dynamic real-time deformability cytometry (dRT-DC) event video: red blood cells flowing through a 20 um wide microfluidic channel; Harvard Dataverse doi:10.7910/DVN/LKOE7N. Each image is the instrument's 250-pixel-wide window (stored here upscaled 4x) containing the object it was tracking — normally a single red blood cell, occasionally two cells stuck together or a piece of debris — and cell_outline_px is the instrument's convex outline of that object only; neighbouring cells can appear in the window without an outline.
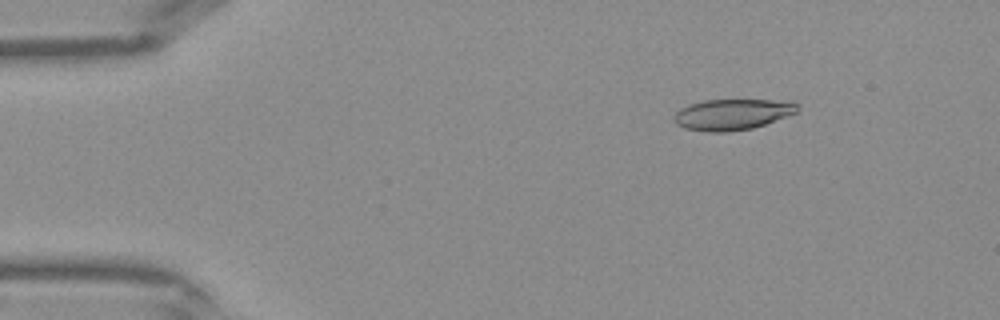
{"species": "Egyptian fruit bat (a non-hibernating species)", "species_latin": "Rousettus aegyptiacus", "temperature_condition": "warm", "stored_images_in_passage": 43, "segment_of_instrument_passage": [1, 2], "camera_frame_rate_fps": 3000, "um_per_image_px": 0.085, "frame": {"image": 1, "passage_image": 6, "time_ms": 1.667, "image_size_px": [1000, 320], "cell_outline_px": [[800, 108], [796, 112], [764, 124], [752, 128], [728, 132], [708, 132], [684, 128], [676, 124], [672, 120], [672, 116], [680, 108], [688, 104], [704, 100], [772, 100], [800, 104]], "centroid_in_image_um": [62.16, 9.73], "position_along_channel_um": 22.8, "area_um2": 22.2}}
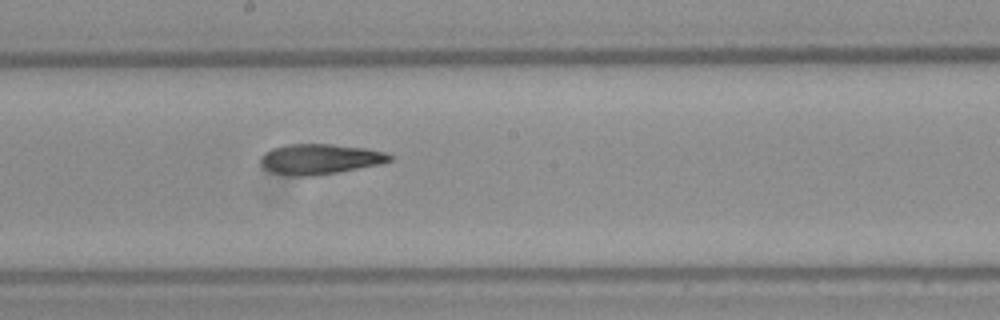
{"frame": {"image": 2, "passage_image": 23, "time_ms": 7.333, "image_size_px": [1000, 320], "cell_outline_px": [[392, 160], [380, 164], [336, 172], [312, 176], [296, 176], [272, 172], [264, 168], [260, 164], [260, 160], [264, 152], [272, 148], [284, 144], [332, 144], [368, 148], [384, 152], [392, 156]], "centroid_in_image_um": [27.17, 13.51], "position_along_channel_um": 221.0, "area_um2": 22.77}}
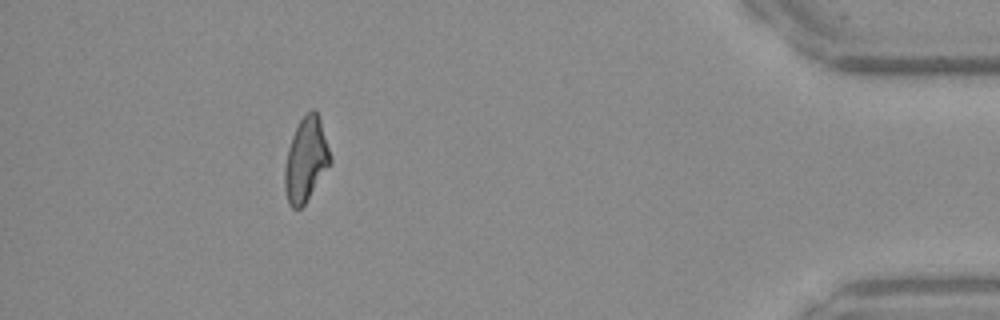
{"frame": {"image": 3, "passage_image": 38, "time_ms": 12.333, "image_size_px": [1000, 320], "cell_outline_px": [[332, 160], [304, 204], [300, 208], [292, 208], [288, 204], [284, 188], [284, 168], [288, 148], [292, 136], [300, 120], [312, 108], [316, 108], [320, 116], [332, 156]], "centroid_in_image_um": [26.0, 13.53], "position_along_channel_um": 409.2, "area_um2": 22.31}}